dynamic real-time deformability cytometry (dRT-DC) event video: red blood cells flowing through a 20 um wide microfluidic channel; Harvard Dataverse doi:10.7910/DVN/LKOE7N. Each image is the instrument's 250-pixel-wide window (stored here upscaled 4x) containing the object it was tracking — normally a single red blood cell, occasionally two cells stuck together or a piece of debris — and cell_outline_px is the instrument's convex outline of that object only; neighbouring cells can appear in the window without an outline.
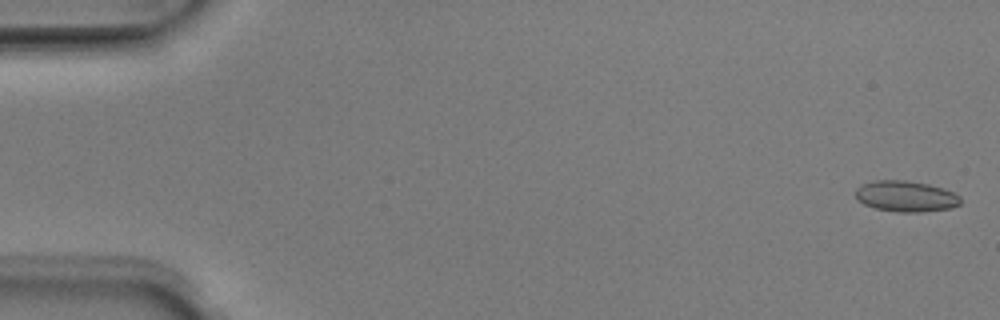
{"species": "Egyptian fruit bat (a non-hibernating species)", "species_latin": "Rousettus aegyptiacus", "temperature_condition": "room temperature", "stored_images_in_passage": 50, "camera_frame_rate_fps": 3000, "um_per_image_px": 0.085, "animal": {"sex": "male"}, "frame": {"image": 1, "passage_image": 1, "time_ms": 0.0, "image_size_px": [1000, 320], "cell_outline_px": [[960, 204], [948, 208], [920, 212], [900, 212], [876, 208], [864, 204], [856, 196], [856, 188], [860, 184], [876, 180], [904, 180], [928, 184], [944, 188], [960, 196]], "centroid_in_image_um": [76.99, 16.67], "position_along_channel_um": 8.0, "area_um2": 18.73}}
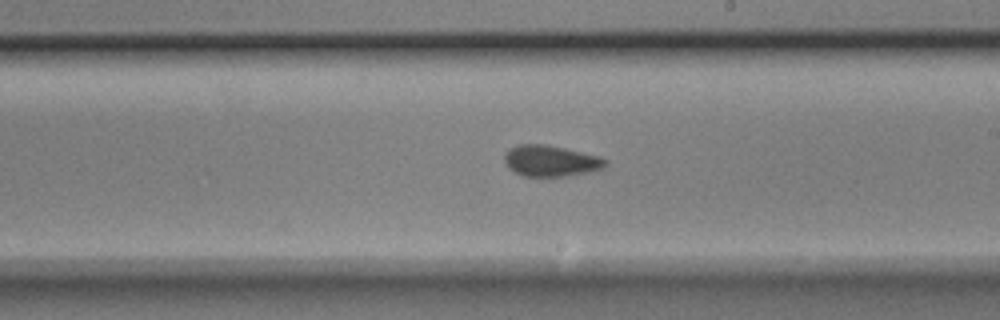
{"frame": {"image": 2, "passage_image": 29, "time_ms": 9.333, "image_size_px": [1000, 320], "cell_outline_px": [[608, 164], [604, 168], [588, 172], [564, 176], [524, 176], [508, 168], [504, 160], [504, 152], [508, 148], [520, 144], [544, 144], [564, 148], [600, 156], [608, 160]], "centroid_in_image_um": [46.81, 13.66], "position_along_channel_um": 242.2, "area_um2": 18.38}}
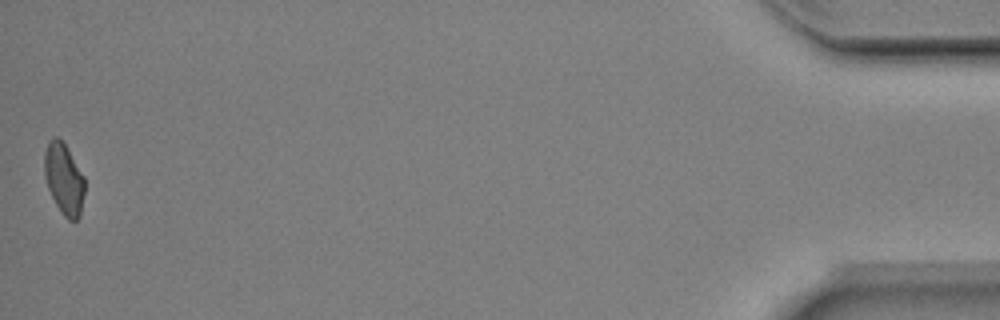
{"frame": {"image": 3, "passage_image": 50, "time_ms": 16.333, "image_size_px": [1000, 320], "cell_outline_px": [[84, 192], [80, 216], [76, 220], [68, 220], [64, 216], [56, 204], [48, 188], [44, 172], [44, 152], [48, 140], [52, 136], [56, 136], [64, 144], [84, 176]], "centroid_in_image_um": [5.42, 15.2], "position_along_channel_um": 429.8, "area_um2": 16.53}, "authors_computed_cell_mechanics": {"area_um2": 18.0625, "velocity_mm_per_s": 4.0287, "shape_relaxation_time_tau1_ms": 9.8497, "shape_relaxation_time_tau2_ms": 3.3559, "deformation_change_tau1": 0.1458, "deformation_change_tau2": 0.0672}}